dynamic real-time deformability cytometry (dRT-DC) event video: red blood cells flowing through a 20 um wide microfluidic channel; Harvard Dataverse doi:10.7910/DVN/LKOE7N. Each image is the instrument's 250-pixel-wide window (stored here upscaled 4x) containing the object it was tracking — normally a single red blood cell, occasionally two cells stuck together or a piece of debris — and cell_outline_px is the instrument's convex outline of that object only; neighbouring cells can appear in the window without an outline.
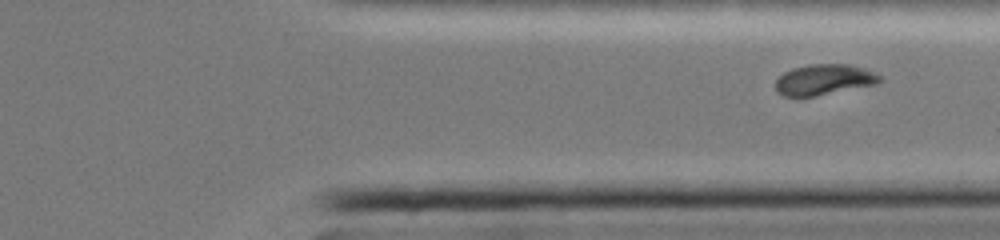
{"species": "common noctule bat (a hibernating species)", "species_latin": "Nyctalus noctula", "temperature_condition": "cold", "stored_images_in_passage": 28, "camera_frame_rate_fps": 3000, "um_per_image_px": 0.085, "animal": {"sex": "female", "body_mass_g": 19.0, "forearm_length_mm": 51.5}, "frame": {"image": 1, "passage_image": 28, "time_ms": 9.0, "image_size_px": [1000, 240], "cell_outline_px": [[884, 80], [876, 84], [816, 96], [784, 96], [776, 92], [776, 80], [784, 72], [792, 68], [808, 64], [848, 64], [864, 68], [876, 72], [884, 76]], "centroid_in_image_um": [70.09, 6.76], "position_along_channel_um": 341.3, "area_um2": 18.84}}